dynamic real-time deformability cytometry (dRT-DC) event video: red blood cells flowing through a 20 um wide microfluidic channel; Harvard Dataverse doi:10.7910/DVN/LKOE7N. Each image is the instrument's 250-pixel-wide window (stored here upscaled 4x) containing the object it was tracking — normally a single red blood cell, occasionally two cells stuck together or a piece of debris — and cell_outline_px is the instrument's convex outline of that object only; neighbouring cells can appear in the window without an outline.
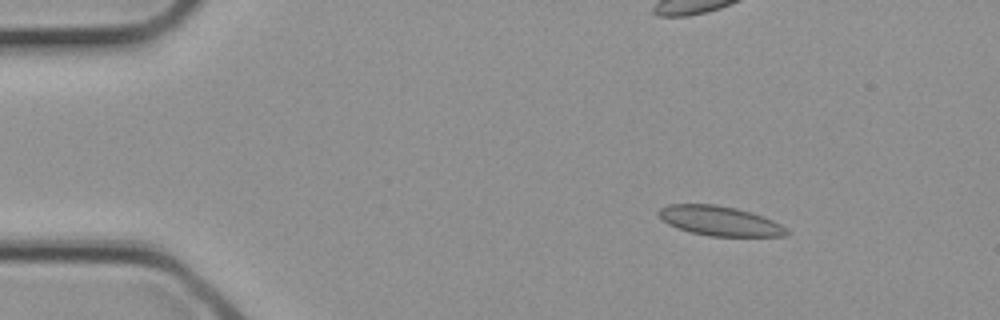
{"species": "common noctule bat (a hibernating species)", "species_latin": "Nyctalus noctula", "temperature_condition": "cold", "stored_images_in_passage": 32, "camera_frame_rate_fps": 3000, "um_per_image_px": 0.085, "animal": {"sex": "female", "body_mass_g": 21.9}, "frame": {"image": 1, "passage_image": 5, "time_ms": 1.333, "image_size_px": [1000, 320], "cell_outline_px": [[788, 232], [784, 236], [708, 236], [692, 232], [668, 224], [656, 212], [660, 208], [668, 204], [716, 204], [736, 208], [764, 216], [780, 224]], "centroid_in_image_um": [61.15, 18.76], "position_along_channel_um": 23.8, "area_um2": 21.85}}